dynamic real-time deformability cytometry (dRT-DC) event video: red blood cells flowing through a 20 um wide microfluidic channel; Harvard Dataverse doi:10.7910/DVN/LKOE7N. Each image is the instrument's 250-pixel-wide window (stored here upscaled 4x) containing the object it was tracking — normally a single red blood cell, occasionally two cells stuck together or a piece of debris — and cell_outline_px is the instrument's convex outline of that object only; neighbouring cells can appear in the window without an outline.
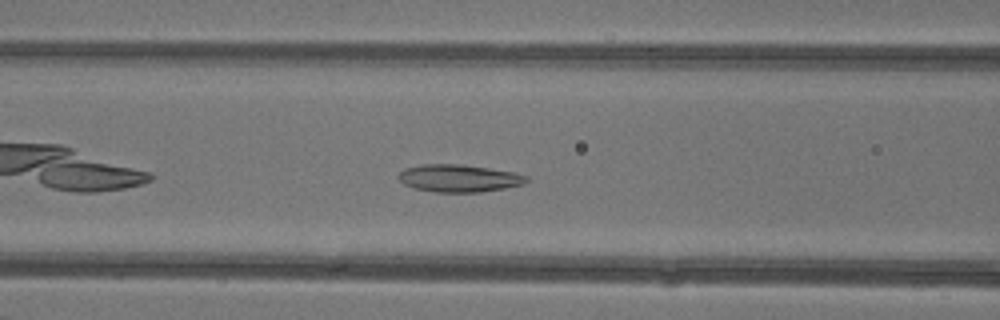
{"species": "common noctule bat (a hibernating species)", "species_latin": "Nyctalus noctula", "temperature_condition": "warm", "stored_images_in_passage": 33, "camera_frame_rate_fps": 3000, "um_per_image_px": 0.085, "animal": {"sex": "female"}, "frame": {"image": 1, "passage_image": 6, "time_ms": 1.667, "image_size_px": [1000, 320], "cell_outline_px": [[528, 180], [524, 184], [504, 188], [480, 192], [436, 192], [412, 188], [404, 184], [396, 176], [404, 168], [420, 164], [460, 164], [516, 172], [528, 176]], "centroid_in_image_um": [38.99, 15.14], "position_along_channel_um": 127.6, "area_um2": 20.63}}
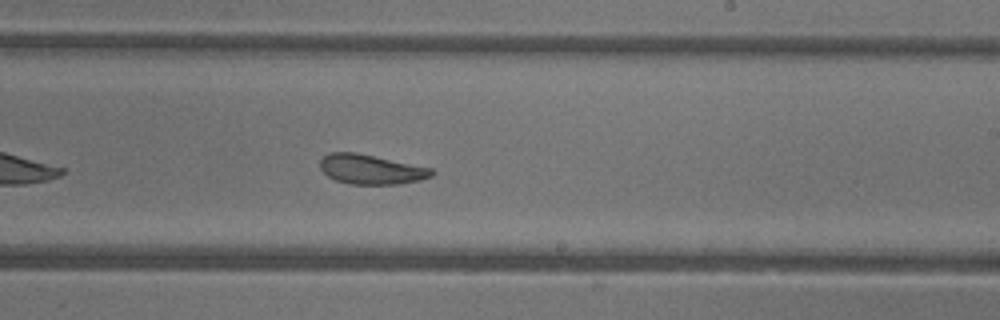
{"frame": {"image": 2, "passage_image": 15, "time_ms": 4.667, "image_size_px": [1000, 320], "cell_outline_px": [[436, 172], [432, 176], [420, 180], [396, 184], [348, 184], [336, 180], [328, 176], [320, 168], [320, 160], [328, 152], [356, 152], [432, 168]], "centroid_in_image_um": [31.53, 14.39], "position_along_channel_um": 257.5, "area_um2": 19.31}}
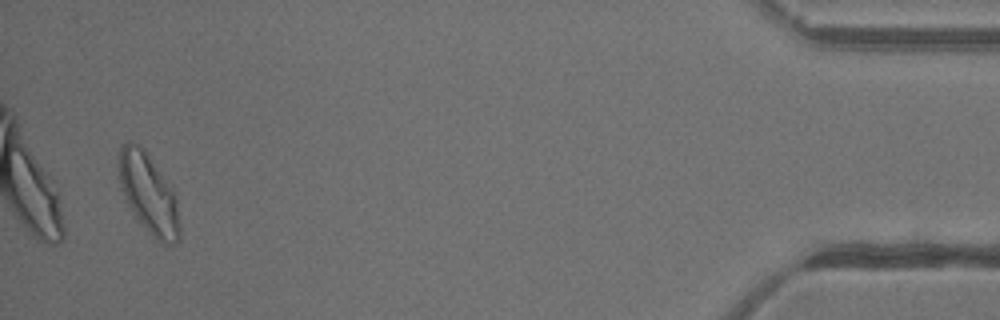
{"frame": {"image": 3, "passage_image": 32, "time_ms": 10.333, "image_size_px": [1000, 320], "cell_outline_px": [[180, 240], [172, 244], [164, 244], [156, 240], [136, 220], [120, 188], [120, 144], [128, 140], [132, 140], [144, 148], [176, 192], [180, 224]], "centroid_in_image_um": [12.66, 16.47], "position_along_channel_um": 422.5, "area_um2": 28.84}, "authors_computed_cell_mechanics": {"area_um2": 20.0566, "velocity_mm_per_s": 4.3353, "shape_relaxation_time_tau1_ms": 3.9713, "shape_relaxation_time_tau2_ms": 2.0509, "deformation_change_tau1": 0.1397, "deformation_change_tau2": 0.0912}}